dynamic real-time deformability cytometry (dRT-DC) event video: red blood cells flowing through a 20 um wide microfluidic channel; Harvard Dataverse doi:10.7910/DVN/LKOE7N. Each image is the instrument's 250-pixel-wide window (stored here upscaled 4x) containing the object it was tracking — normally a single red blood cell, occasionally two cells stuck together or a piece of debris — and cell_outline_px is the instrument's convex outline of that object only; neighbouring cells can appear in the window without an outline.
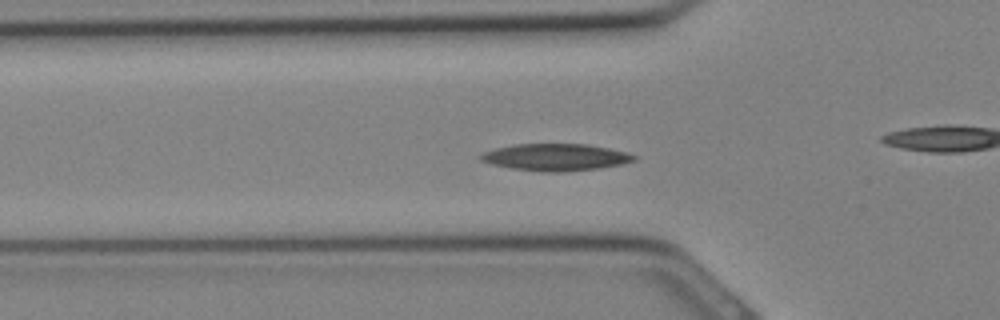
{"species": "Egyptian fruit bat (a non-hibernating species)", "species_latin": "Rousettus aegyptiacus", "temperature_condition": "cold", "stored_images_in_passage": 9, "segment_of_instrument_passage": [1, 2], "camera_frame_rate_fps": 3000, "um_per_image_px": 0.085, "animal": {"sex": "female"}, "frame": {"image": 1, "passage_image": 7, "time_ms": 2.0, "image_size_px": [1000, 320], "cell_outline_px": [[636, 160], [620, 164], [600, 168], [564, 172], [540, 172], [512, 168], [492, 164], [480, 160], [480, 156], [484, 152], [496, 148], [516, 144], [588, 144], [628, 152], [636, 156]], "centroid_in_image_um": [47.25, 13.36], "position_along_channel_um": 78.5, "area_um2": 24.04}}